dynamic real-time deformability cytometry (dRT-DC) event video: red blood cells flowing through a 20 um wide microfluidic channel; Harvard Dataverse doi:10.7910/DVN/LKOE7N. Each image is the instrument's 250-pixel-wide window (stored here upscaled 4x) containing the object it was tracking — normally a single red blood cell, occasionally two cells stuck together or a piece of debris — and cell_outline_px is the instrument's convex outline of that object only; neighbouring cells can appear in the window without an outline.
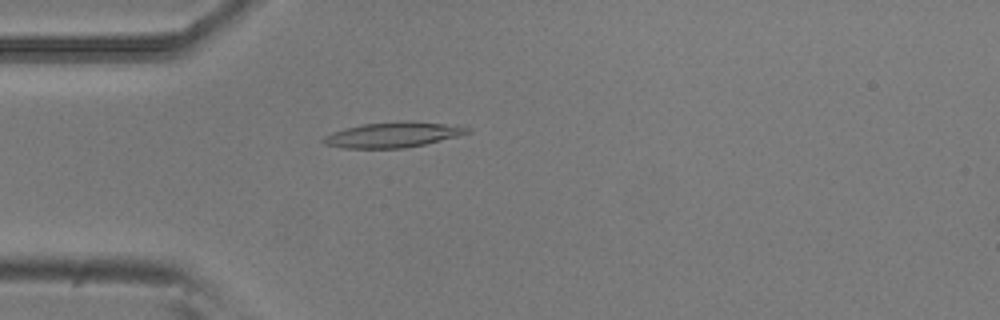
{"species": "common noctule bat (a hibernating species)", "species_latin": "Nyctalus noctula", "temperature_condition": "room temperature", "stored_images_in_passage": 49, "camera_frame_rate_fps": 3000, "um_per_image_px": 0.085, "animal": {"sex": "male", "body_mass_g": 20.5, "forearm_length_mm": 52.5}, "frame": {"image": 1, "passage_image": 13, "time_ms": 4.0, "image_size_px": [1000, 320], "cell_outline_px": [[472, 132], [424, 144], [404, 148], [344, 148], [324, 144], [320, 140], [324, 136], [332, 132], [344, 128], [364, 124], [408, 120], [444, 124], [468, 128]], "centroid_in_image_um": [33.33, 11.45], "position_along_channel_um": 51.7, "area_um2": 20.98}}
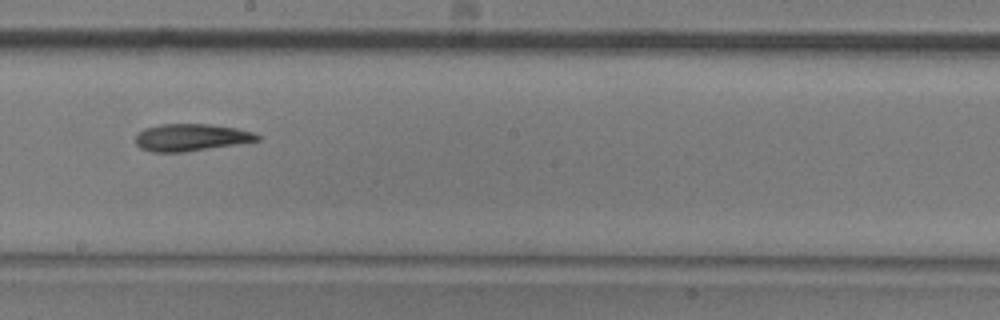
{"frame": {"image": 2, "passage_image": 28, "time_ms": 9.0, "image_size_px": [1000, 320], "cell_outline_px": [[260, 140], [236, 144], [184, 152], [152, 152], [140, 148], [136, 144], [136, 132], [144, 128], [160, 124], [212, 124], [236, 128], [252, 132], [260, 136]], "centroid_in_image_um": [16.19, 11.67], "position_along_channel_um": 232.0, "area_um2": 19.31}}
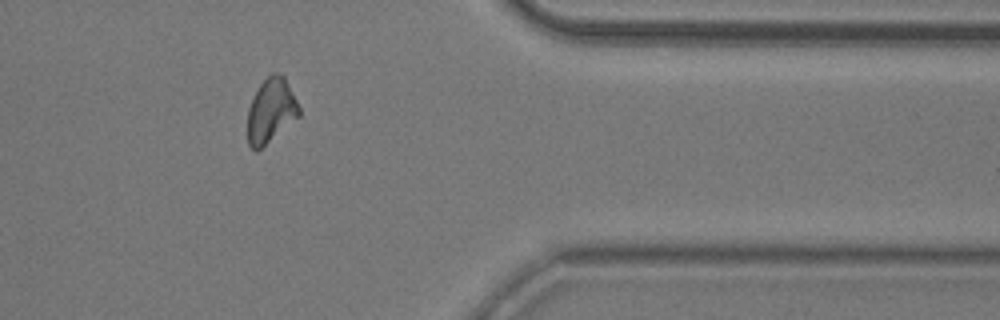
{"frame": {"image": 3, "passage_image": 42, "time_ms": 13.667, "image_size_px": [1000, 320], "cell_outline_px": [[300, 116], [256, 152], [248, 144], [248, 108], [260, 84], [272, 72], [276, 72], [284, 76], [300, 108]], "centroid_in_image_um": [23.03, 9.41], "position_along_channel_um": 388.4, "area_um2": 19.07}}